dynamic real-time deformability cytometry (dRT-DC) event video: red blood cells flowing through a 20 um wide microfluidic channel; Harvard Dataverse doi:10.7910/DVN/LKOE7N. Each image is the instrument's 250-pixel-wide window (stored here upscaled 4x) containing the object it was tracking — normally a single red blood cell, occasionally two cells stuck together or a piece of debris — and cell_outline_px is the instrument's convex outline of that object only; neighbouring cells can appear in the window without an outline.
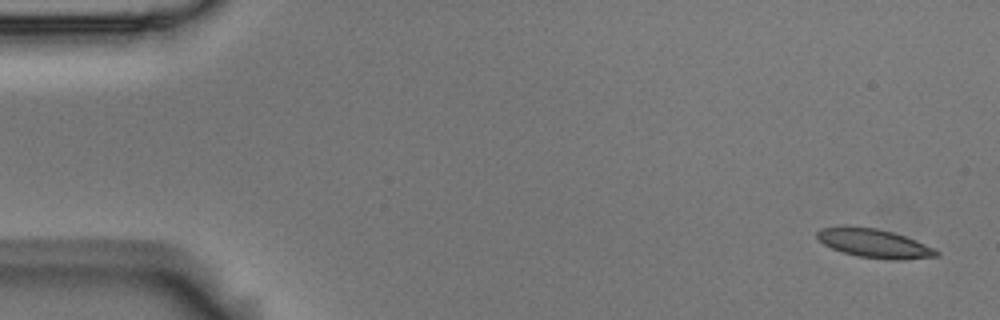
{"species": "Egyptian fruit bat (a non-hibernating species)", "species_latin": "Rousettus aegyptiacus", "temperature_condition": "room temperature", "stored_images_in_passage": 6, "camera_frame_rate_fps": 3000, "um_per_image_px": 0.085, "animal": {"sex": "male"}, "frame": {"image": 1, "passage_image": 1, "time_ms": 0.0, "image_size_px": [1000, 320], "cell_outline_px": [[940, 256], [900, 260], [892, 260], [856, 256], [832, 248], [824, 244], [816, 236], [816, 232], [820, 228], [876, 228], [892, 232], [904, 236], [936, 248], [940, 252]], "centroid_in_image_um": [74.39, 20.72], "position_along_channel_um": 10.6, "area_um2": 19.54}}
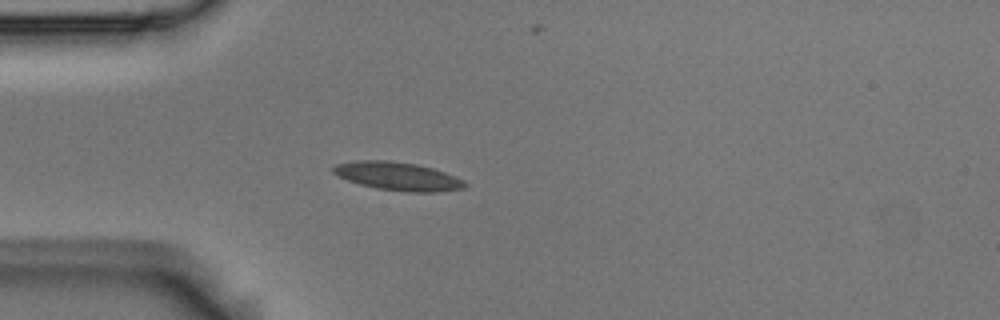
{"frame": {"image": 2, "passage_image": 4, "time_ms": 1.0, "image_size_px": [1000, 320], "cell_outline_px": [[468, 184], [464, 188], [436, 192], [408, 192], [376, 188], [360, 184], [348, 180], [332, 172], [332, 168], [336, 164], [356, 160], [392, 160], [416, 164], [432, 168], [456, 176], [464, 180]], "centroid_in_image_um": [33.83, 14.97], "position_along_channel_um": 51.2, "area_um2": 21.73}}